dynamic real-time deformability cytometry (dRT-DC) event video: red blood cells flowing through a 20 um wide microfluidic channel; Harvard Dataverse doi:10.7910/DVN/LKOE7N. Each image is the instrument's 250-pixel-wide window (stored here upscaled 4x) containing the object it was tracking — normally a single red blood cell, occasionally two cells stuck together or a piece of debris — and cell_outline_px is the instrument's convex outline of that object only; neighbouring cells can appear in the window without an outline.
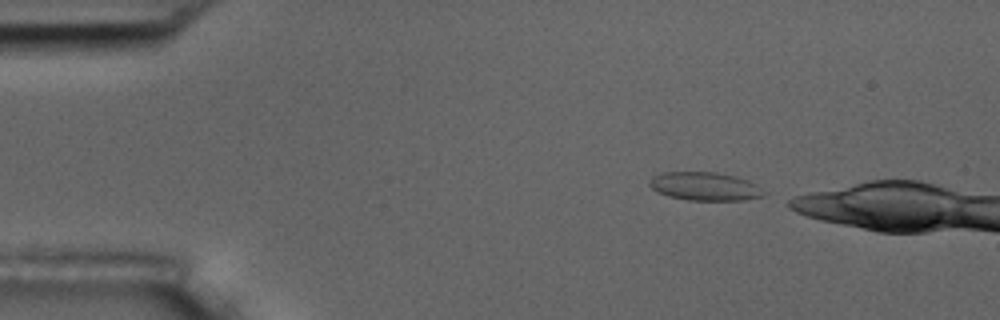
{"species": "common noctule bat (a hibernating species)", "species_latin": "Nyctalus noctula", "temperature_condition": "room temperature", "stored_images_in_passage": 10, "camera_frame_rate_fps": 3000, "um_per_image_px": 0.085, "animal": {"sex": "male", "body_mass_g": 17.5, "forearm_length_mm": 52.3}, "frame": {"image": 1, "passage_image": 1, "time_ms": 0.0, "image_size_px": [1000, 320], "cell_outline_px": [[768, 192], [764, 196], [744, 200], [688, 200], [668, 196], [656, 192], [648, 184], [652, 176], [660, 172], [716, 172], [736, 176], [748, 180], [756, 184]], "centroid_in_image_um": [59.93, 15.84], "position_along_channel_um": 25.1, "area_um2": 19.19}}